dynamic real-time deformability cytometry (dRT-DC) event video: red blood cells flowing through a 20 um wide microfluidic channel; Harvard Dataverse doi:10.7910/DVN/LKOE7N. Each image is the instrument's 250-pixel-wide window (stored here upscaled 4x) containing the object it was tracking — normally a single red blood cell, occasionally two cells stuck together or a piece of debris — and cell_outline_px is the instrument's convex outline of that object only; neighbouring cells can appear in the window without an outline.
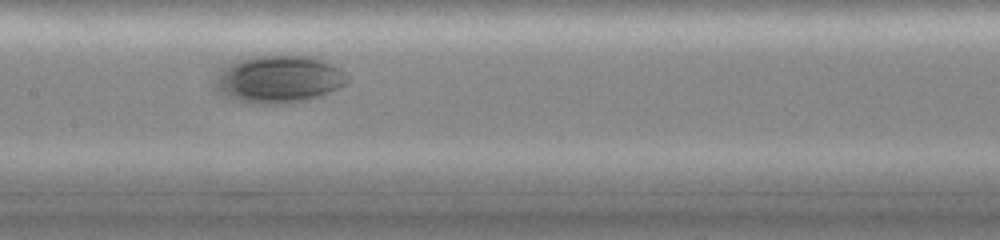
{"species": "common noctule bat (a hibernating species)", "species_latin": "Nyctalus noctula", "temperature_condition": "cold", "stored_images_in_passage": 31, "camera_frame_rate_fps": 3000, "um_per_image_px": 0.085, "animal": {"sex": "female", "body_mass_g": 19.0, "forearm_length_mm": 51.5}, "frame": {"image": 1, "passage_image": 18, "time_ms": 5.667, "image_size_px": [1000, 240], "cell_outline_px": [[348, 84], [320, 96], [300, 100], [268, 104], [256, 104], [236, 100], [224, 96], [216, 92], [212, 88], [212, 84], [216, 76], [228, 64], [236, 60], [260, 56], [308, 56], [332, 64], [344, 72], [348, 76]], "centroid_in_image_um": [23.64, 6.74], "position_along_channel_um": 183.8, "area_um2": 36.36}}